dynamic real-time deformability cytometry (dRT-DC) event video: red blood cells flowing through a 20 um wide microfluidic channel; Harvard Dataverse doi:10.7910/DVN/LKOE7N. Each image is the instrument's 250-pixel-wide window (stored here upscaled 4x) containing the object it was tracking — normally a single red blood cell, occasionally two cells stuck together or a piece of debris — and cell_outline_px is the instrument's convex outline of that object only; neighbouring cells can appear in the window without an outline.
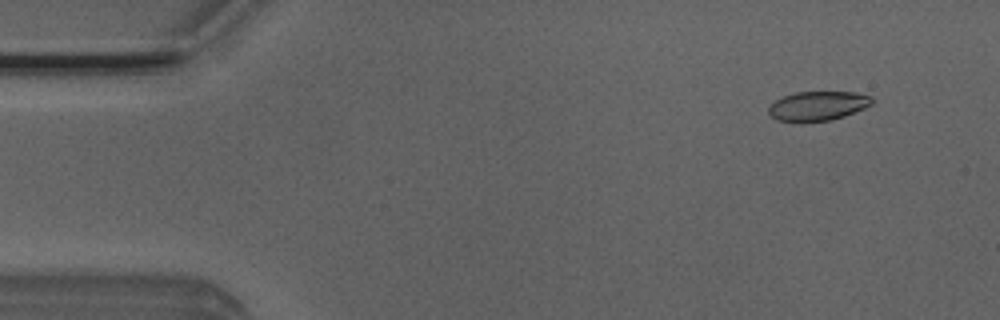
{"species": "Egyptian fruit bat (a non-hibernating species)", "species_latin": "Rousettus aegyptiacus", "temperature_condition": "room temperature", "stored_images_in_passage": 52, "camera_frame_rate_fps": 3000, "um_per_image_px": 0.085, "animal": {"sex": "male"}, "frame": {"image": 1, "passage_image": 5, "time_ms": 1.333, "image_size_px": [1000, 320], "cell_outline_px": [[876, 100], [872, 104], [864, 108], [844, 116], [828, 120], [804, 124], [800, 124], [776, 120], [768, 112], [768, 108], [776, 100], [784, 96], [796, 92], [852, 92], [872, 96]], "centroid_in_image_um": [69.5, 9.03], "position_along_channel_um": 15.5, "area_um2": 18.03}}
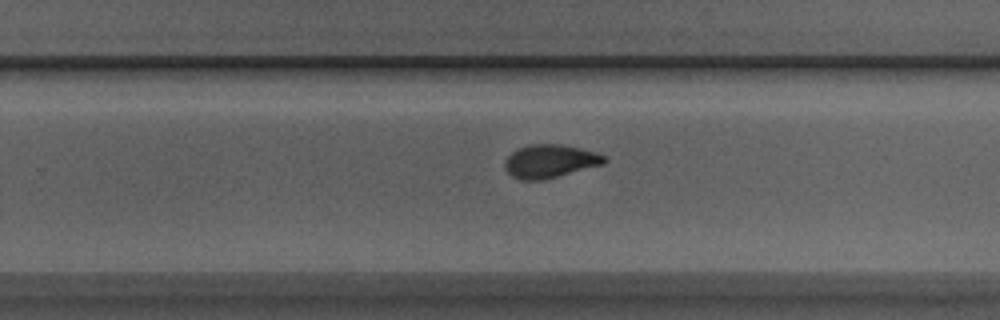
{"frame": {"image": 2, "passage_image": 33, "time_ms": 10.667, "image_size_px": [1000, 320], "cell_outline_px": [[608, 160], [604, 164], [544, 180], [520, 180], [512, 176], [504, 168], [504, 164], [508, 156], [512, 152], [528, 144], [560, 144], [580, 148], [596, 152], [604, 156]], "centroid_in_image_um": [46.75, 13.71], "position_along_channel_um": 283.0, "area_um2": 19.31}}
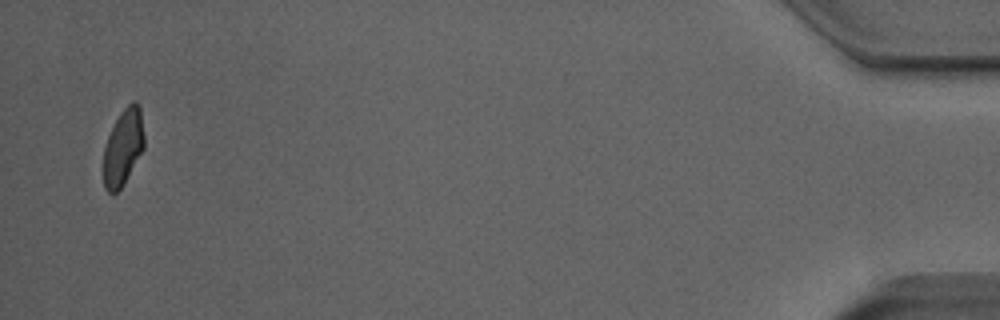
{"frame": {"image": 3, "passage_image": 51, "time_ms": 16.667, "image_size_px": [1000, 320], "cell_outline_px": [[144, 148], [124, 184], [116, 192], [108, 192], [104, 188], [104, 148], [108, 136], [116, 120], [124, 108], [132, 100], [136, 100], [140, 104], [144, 136]], "centroid_in_image_um": [10.49, 12.49], "position_along_channel_um": 424.7, "area_um2": 18.03}}